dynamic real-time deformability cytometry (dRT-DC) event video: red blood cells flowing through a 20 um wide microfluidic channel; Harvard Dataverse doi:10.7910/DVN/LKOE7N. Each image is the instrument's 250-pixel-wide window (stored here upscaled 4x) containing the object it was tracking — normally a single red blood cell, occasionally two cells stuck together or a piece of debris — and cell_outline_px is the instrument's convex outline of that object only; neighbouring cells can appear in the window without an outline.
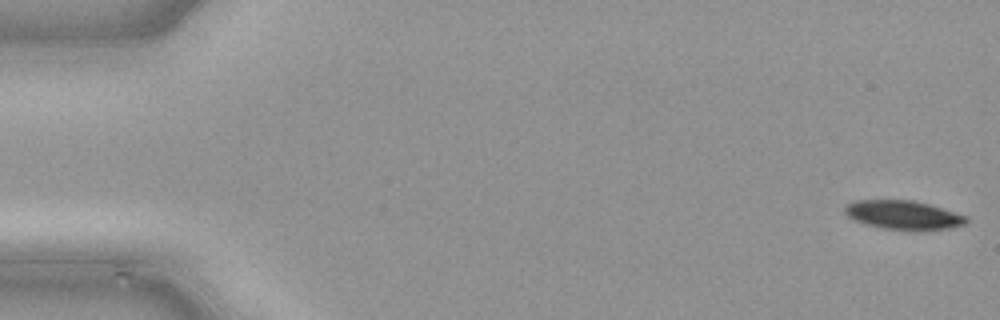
{"species": "common noctule bat (a hibernating species)", "species_latin": "Nyctalus noctula", "temperature_condition": "cold", "stored_images_in_passage": 46, "camera_frame_rate_fps": 3000, "um_per_image_px": 0.085, "animal": {"sex": "male", "body_mass_g": 21.5, "forearm_length_mm": 52.0}, "frame": {"image": 1, "passage_image": 1, "time_ms": 0.0, "image_size_px": [1000, 320], "cell_outline_px": [[968, 220], [964, 224], [948, 228], [884, 228], [864, 224], [852, 220], [844, 212], [844, 208], [848, 204], [856, 200], [912, 200], [928, 204], [968, 216]], "centroid_in_image_um": [76.72, 18.24], "position_along_channel_um": 8.3, "area_um2": 19.77}}
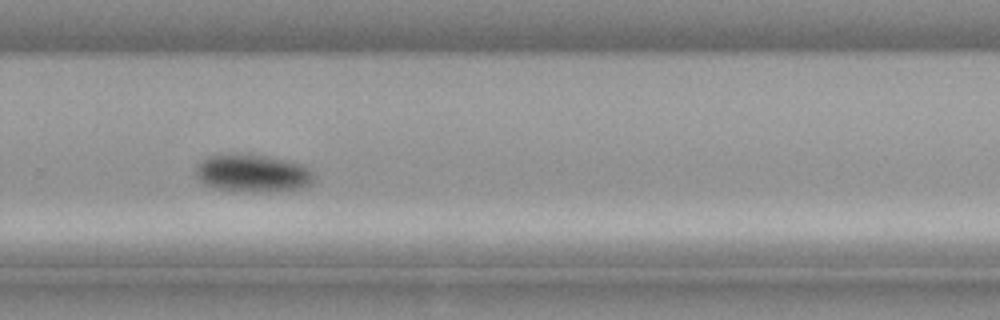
{"frame": {"image": 2, "passage_image": 33, "time_ms": 10.667, "image_size_px": [1000, 320], "cell_outline_px": [[312, 180], [308, 184], [300, 188], [268, 192], [248, 192], [216, 188], [204, 184], [196, 176], [196, 164], [200, 160], [208, 156], [236, 152], [244, 152], [268, 156], [300, 164], [308, 168], [312, 172]], "centroid_in_image_um": [21.39, 14.7], "position_along_channel_um": 308.4, "area_um2": 26.18}}
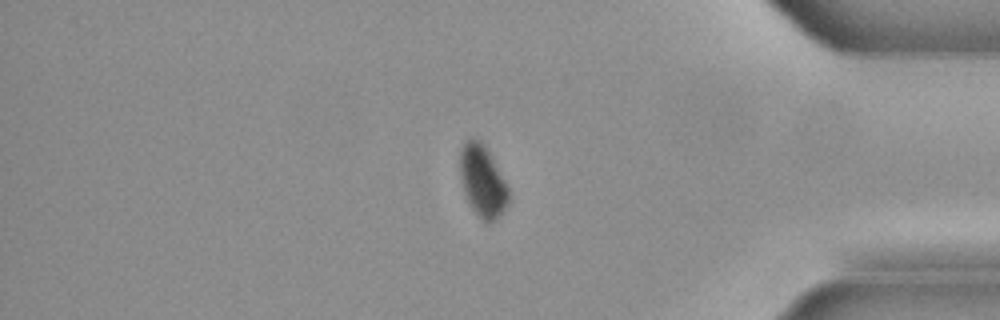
{"frame": {"image": 3, "passage_image": 41, "time_ms": 13.333, "image_size_px": [1000, 320], "cell_outline_px": [[508, 204], [500, 216], [496, 220], [488, 224], [480, 220], [472, 208], [468, 200], [464, 188], [460, 172], [460, 152], [464, 144], [468, 140], [480, 140], [488, 152], [508, 184]], "centroid_in_image_um": [41.05, 15.47], "position_along_channel_um": 394.2, "area_um2": 19.94}}